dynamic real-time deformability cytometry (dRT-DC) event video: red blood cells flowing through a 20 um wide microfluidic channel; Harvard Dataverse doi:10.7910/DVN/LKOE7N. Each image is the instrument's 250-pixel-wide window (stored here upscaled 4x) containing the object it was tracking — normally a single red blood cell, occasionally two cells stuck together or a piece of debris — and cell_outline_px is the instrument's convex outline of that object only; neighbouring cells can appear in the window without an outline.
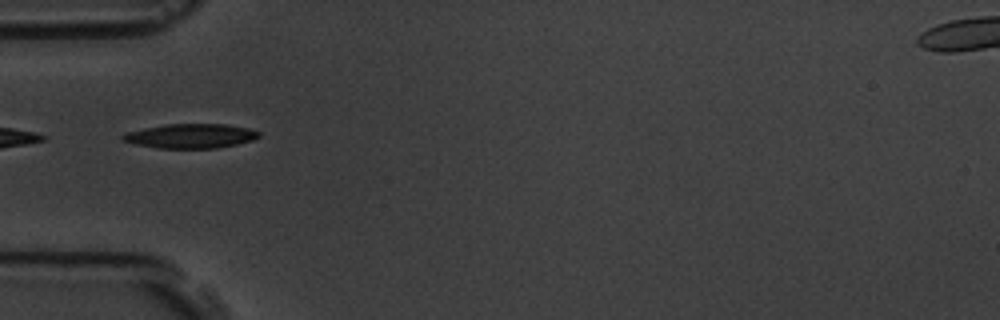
{"species": "common noctule bat (a hibernating species)", "species_latin": "Nyctalus noctula", "temperature_condition": "room temperature", "stored_images_in_passage": 39, "camera_frame_rate_fps": 3000, "um_per_image_px": 0.085, "animal": {"sex": "male", "body_mass_g": 19.5, "forearm_length_mm": 54.6}, "frame": {"image": 1, "passage_image": 1, "time_ms": 0.0, "image_size_px": [1000, 320], "cell_outline_px": [[260, 136], [252, 140], [236, 144], [216, 148], [160, 148], [136, 144], [120, 140], [120, 136], [124, 132], [164, 124], [224, 124], [248, 128], [260, 132]], "centroid_in_image_um": [16.16, 11.55], "position_along_channel_um": 68.8, "area_um2": 19.36}, "authors_computed_cell_mechanics": {"area_um2": 18.6116, "velocity_mm_per_s": 3.643, "shape_relaxation_time_tau1_ms": 3.0249, "shape_relaxation_time_tau2_ms": null, "deformation_change_tau1": 0.1467, "deformation_change_tau2": null}}